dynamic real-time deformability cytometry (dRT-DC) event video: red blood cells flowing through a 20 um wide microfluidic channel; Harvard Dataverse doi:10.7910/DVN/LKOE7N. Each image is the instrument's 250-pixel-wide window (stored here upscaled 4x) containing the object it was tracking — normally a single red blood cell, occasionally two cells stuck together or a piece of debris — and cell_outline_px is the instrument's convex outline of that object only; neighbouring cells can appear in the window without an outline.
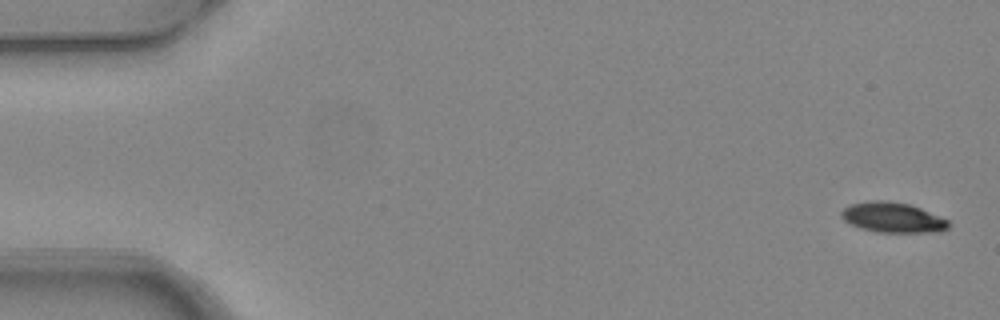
{"species": "common noctule bat (a hibernating species)", "species_latin": "Nyctalus noctula", "temperature_condition": "warm", "stored_images_in_passage": 5, "camera_frame_rate_fps": 3000, "um_per_image_px": 0.085, "animal": {"sex": "female", "body_mass_g": 24.6, "forearm_length_mm": 56.2}, "frame": {"image": 1, "passage_image": 1, "time_ms": 0.0, "image_size_px": [1000, 320], "cell_outline_px": [[948, 228], [940, 232], [876, 232], [860, 228], [844, 220], [840, 216], [840, 212], [848, 204], [872, 200], [888, 200], [908, 204], [920, 208], [948, 220]], "centroid_in_image_um": [75.84, 18.48], "position_along_channel_um": 9.2, "area_um2": 18.84}}
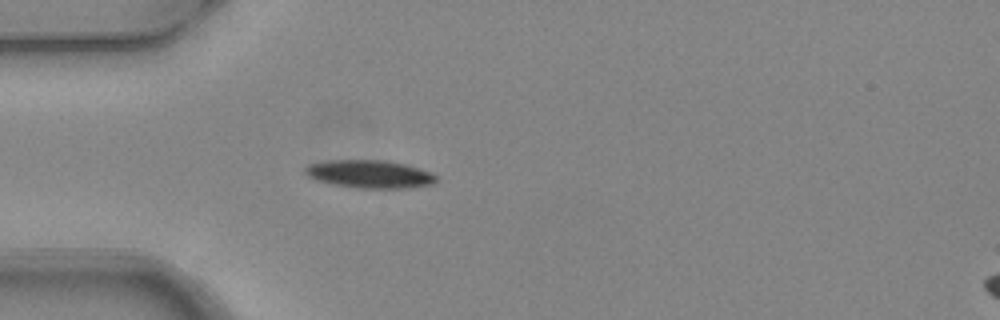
{"frame": {"image": 2, "passage_image": 5, "time_ms": 1.333, "image_size_px": [1000, 320], "cell_outline_px": [[436, 180], [432, 184], [408, 188], [356, 188], [332, 184], [316, 180], [308, 176], [304, 172], [304, 168], [308, 164], [328, 160], [388, 160], [404, 164], [432, 172], [436, 176]], "centroid_in_image_um": [31.39, 14.79], "position_along_channel_um": 53.6, "area_um2": 21.44}}